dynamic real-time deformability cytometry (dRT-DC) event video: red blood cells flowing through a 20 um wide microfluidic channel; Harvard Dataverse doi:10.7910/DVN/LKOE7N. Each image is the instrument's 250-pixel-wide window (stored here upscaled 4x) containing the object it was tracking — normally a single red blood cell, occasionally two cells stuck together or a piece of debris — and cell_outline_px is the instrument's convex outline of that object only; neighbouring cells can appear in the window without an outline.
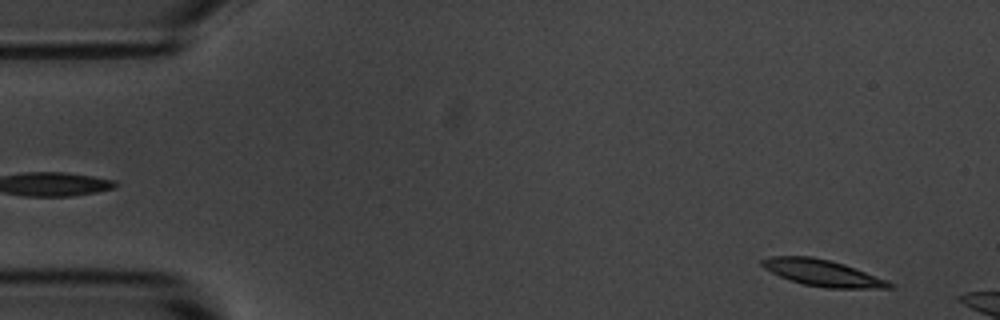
{"species": "common noctule bat (a hibernating species)", "species_latin": "Nyctalus noctula", "temperature_condition": "room temperature", "stored_images_in_passage": 8, "camera_frame_rate_fps": 3000, "um_per_image_px": 0.085, "animal": {"sex": "male", "body_mass_g": 20.1, "forearm_length_mm": 53.5}, "frame": {"image": 1, "passage_image": 3, "time_ms": 0.667, "image_size_px": [1000, 320], "cell_outline_px": [[896, 288], [828, 288], [804, 284], [788, 280], [764, 268], [760, 264], [760, 260], [772, 256], [812, 256], [832, 260], [844, 264], [896, 284]], "centroid_in_image_um": [69.9, 23.19], "position_along_channel_um": 15.1, "area_um2": 19.59}}